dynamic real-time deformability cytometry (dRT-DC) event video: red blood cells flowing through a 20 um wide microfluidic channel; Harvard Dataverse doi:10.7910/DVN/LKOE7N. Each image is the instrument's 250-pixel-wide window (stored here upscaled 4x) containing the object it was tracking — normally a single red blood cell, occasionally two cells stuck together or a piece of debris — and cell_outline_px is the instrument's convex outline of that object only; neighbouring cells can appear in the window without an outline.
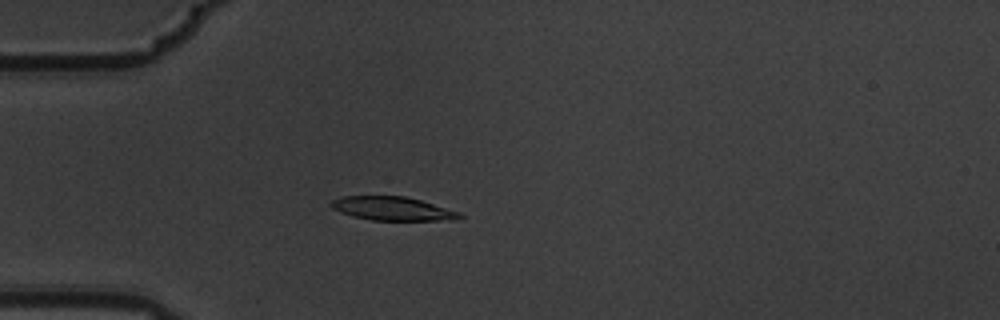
{"species": "common noctule bat (a hibernating species)", "species_latin": "Nyctalus noctula", "temperature_condition": "warm", "stored_images_in_passage": 5, "camera_frame_rate_fps": 3000, "um_per_image_px": 0.085, "animal": {"sex": "male", "body_mass_g": 19.5, "forearm_length_mm": 54.6}, "frame": {"image": 1, "passage_image": 5, "time_ms": 1.333, "image_size_px": [1000, 320], "cell_outline_px": [[464, 216], [452, 220], [372, 220], [352, 216], [340, 212], [332, 208], [328, 204], [332, 200], [340, 196], [404, 196], [420, 200], [460, 212]], "centroid_in_image_um": [33.32, 17.73], "position_along_channel_um": 51.7, "area_um2": 17.69}}